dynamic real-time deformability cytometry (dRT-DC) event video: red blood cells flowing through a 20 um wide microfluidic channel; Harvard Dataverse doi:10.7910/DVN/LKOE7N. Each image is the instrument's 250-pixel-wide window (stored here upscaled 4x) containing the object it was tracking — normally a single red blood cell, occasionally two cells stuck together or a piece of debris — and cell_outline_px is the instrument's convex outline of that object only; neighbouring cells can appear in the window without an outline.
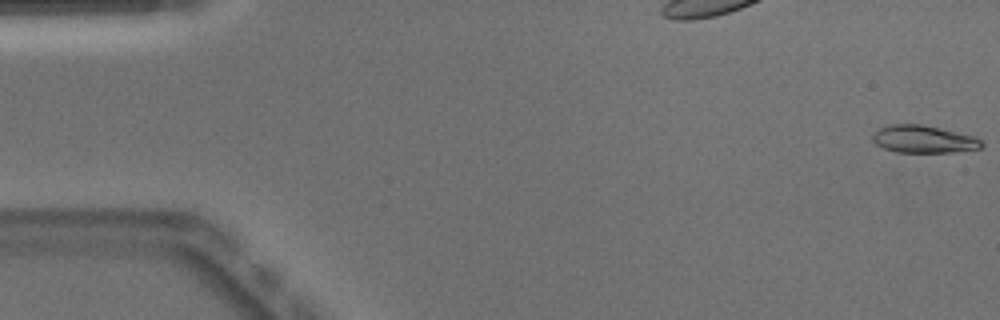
{"species": "Egyptian fruit bat (a non-hibernating species)", "species_latin": "Rousettus aegyptiacus", "temperature_condition": "warm", "stored_images_in_passage": 51, "camera_frame_rate_fps": 3000, "um_per_image_px": 0.085, "animal": {"sex": "male"}, "frame": {"image": 1, "passage_image": 1, "time_ms": 0.0, "image_size_px": [1000, 320], "cell_outline_px": [[984, 144], [980, 148], [952, 152], [896, 152], [884, 148], [876, 144], [872, 140], [872, 136], [880, 128], [888, 124], [920, 124], [940, 128], [976, 136]], "centroid_in_image_um": [78.51, 11.83], "position_along_channel_um": 6.5, "area_um2": 17.4}}
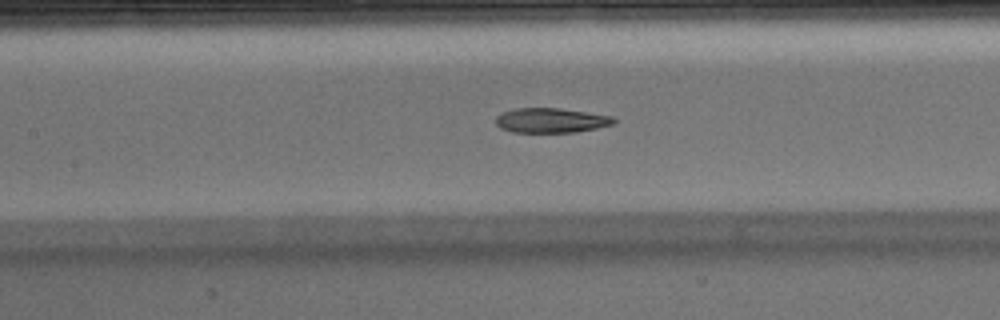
{"frame": {"image": 2, "passage_image": 23, "time_ms": 7.333, "image_size_px": [1000, 320], "cell_outline_px": [[616, 120], [612, 124], [596, 128], [576, 132], [512, 132], [500, 128], [496, 124], [496, 116], [512, 108], [560, 108], [612, 116]], "centroid_in_image_um": [46.8, 10.23], "position_along_channel_um": 160.6, "area_um2": 16.94}}
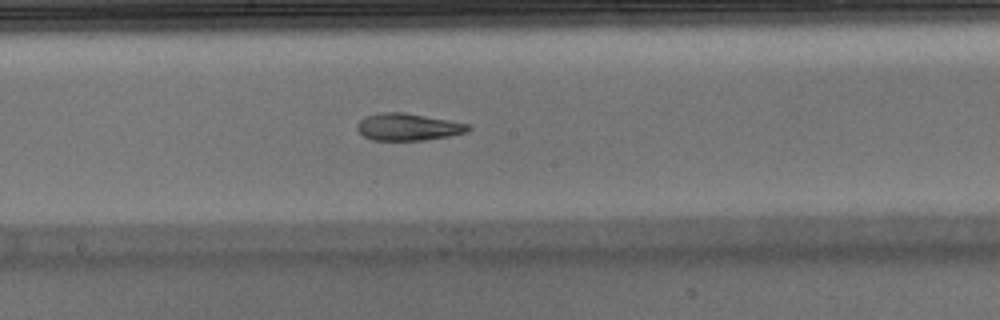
{"frame": {"image": 3, "passage_image": 27, "time_ms": 8.667, "image_size_px": [1000, 320], "cell_outline_px": [[472, 128], [464, 132], [448, 136], [424, 140], [372, 140], [364, 136], [356, 128], [356, 124], [364, 116], [380, 112], [404, 112], [472, 124]], "centroid_in_image_um": [34.67, 10.78], "position_along_channel_um": 213.5, "area_um2": 17.63}, "authors_computed_cell_mechanics": {"area_um2": 18.207, "velocity_mm_per_s": 3.9774, "shape_relaxation_time_tau1_ms": null, "shape_relaxation_time_tau2_ms": 2.356, "deformation_change_tau1": null, "deformation_change_tau2": 0.0969}}